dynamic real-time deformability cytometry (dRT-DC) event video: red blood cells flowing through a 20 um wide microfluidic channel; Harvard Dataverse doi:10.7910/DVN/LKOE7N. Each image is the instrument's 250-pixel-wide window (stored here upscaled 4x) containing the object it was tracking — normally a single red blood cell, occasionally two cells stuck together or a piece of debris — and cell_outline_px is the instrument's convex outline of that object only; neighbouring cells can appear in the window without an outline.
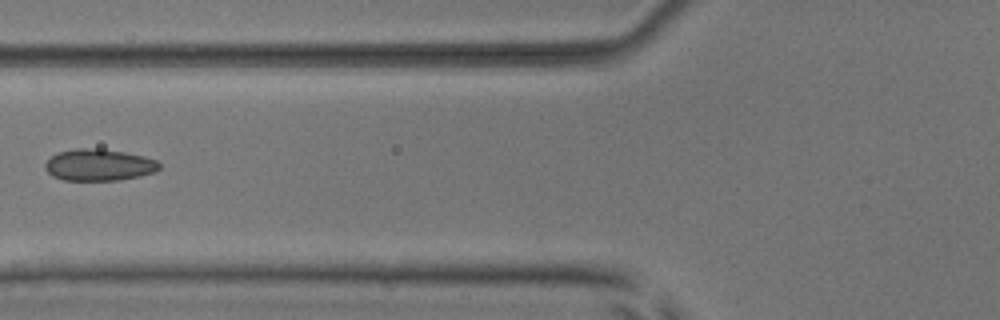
{"species": "common noctule bat (a hibernating species)", "species_latin": "Nyctalus noctula", "temperature_condition": "room temperature", "stored_images_in_passage": 6, "camera_frame_rate_fps": 3000, "um_per_image_px": 0.085, "animal": {"sex": "male", "body_mass_g": 17.9, "forearm_length_mm": 54.2}, "frame": {"image": 1, "passage_image": 6, "time_ms": 6.667, "image_size_px": [1000, 320], "cell_outline_px": [[160, 168], [156, 172], [140, 176], [120, 180], [64, 180], [52, 176], [44, 168], [44, 164], [56, 152], [76, 148], [100, 148], [124, 152], [144, 156], [156, 160], [160, 164]], "centroid_in_image_um": [8.41, 14.01], "position_along_channel_um": 117.4, "area_um2": 21.27}}